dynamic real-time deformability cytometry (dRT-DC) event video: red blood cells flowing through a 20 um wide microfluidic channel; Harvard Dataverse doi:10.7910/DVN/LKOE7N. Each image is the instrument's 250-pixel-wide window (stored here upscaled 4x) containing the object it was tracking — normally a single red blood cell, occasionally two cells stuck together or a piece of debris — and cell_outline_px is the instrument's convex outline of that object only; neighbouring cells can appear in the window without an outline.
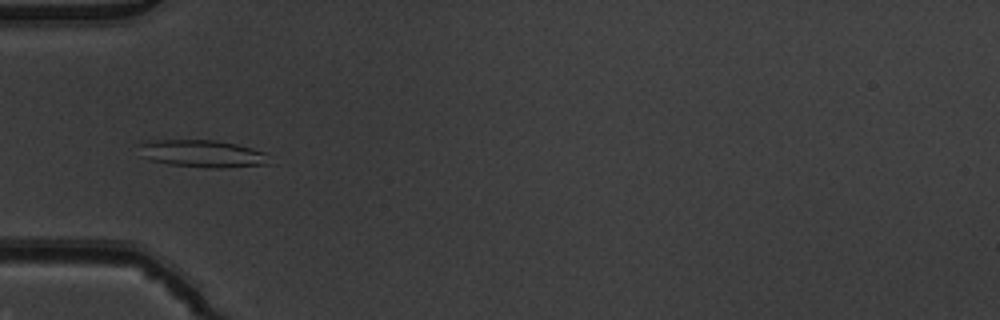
{"species": "common noctule bat (a hibernating species)", "species_latin": "Nyctalus noctula", "temperature_condition": "warm", "stored_images_in_passage": 52, "camera_frame_rate_fps": 3000, "um_per_image_px": 0.085, "animal": {"sex": "male", "body_mass_g": 19.5, "forearm_length_mm": 54.6}, "frame": {"image": 1, "passage_image": 17, "time_ms": 5.333, "image_size_px": [1000, 320], "cell_outline_px": [[276, 164], [220, 168], [208, 168], [168, 164], [152, 160], [144, 156], [136, 144], [160, 140], [212, 140], [236, 144], [252, 148], [264, 152]], "centroid_in_image_um": [17.3, 13.07], "position_along_channel_um": 67.7, "area_um2": 20.81}}
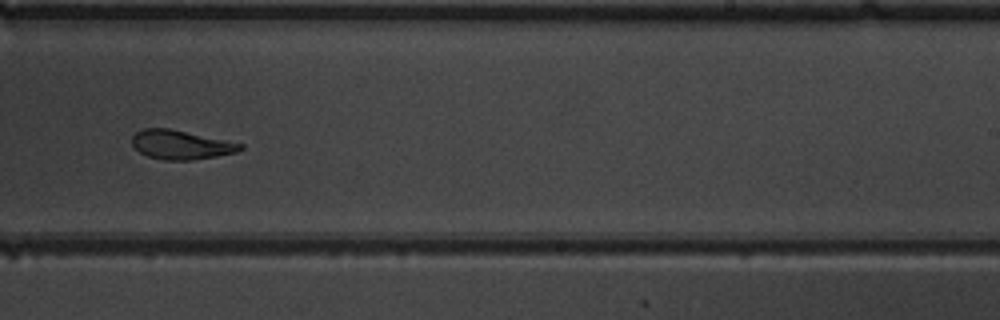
{"frame": {"image": 2, "passage_image": 33, "time_ms": 10.667, "image_size_px": [1000, 320], "cell_outline_px": [[244, 148], [236, 152], [216, 156], [192, 160], [164, 160], [148, 156], [140, 152], [132, 144], [132, 136], [136, 132], [144, 128], [168, 128], [244, 144]], "centroid_in_image_um": [15.37, 12.3], "position_along_channel_um": 273.6, "area_um2": 18.15}}
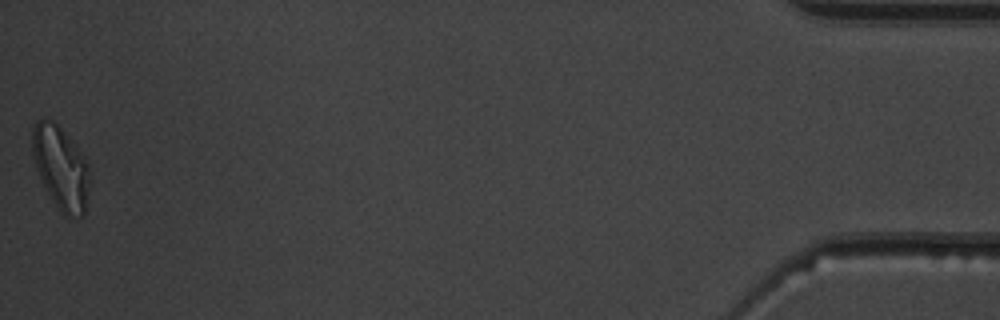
{"frame": {"image": 3, "passage_image": 52, "time_ms": 17.0, "image_size_px": [1000, 320], "cell_outline_px": [[88, 192], [84, 216], [64, 216], [60, 212], [52, 200], [36, 168], [32, 152], [32, 128], [36, 120], [52, 120], [76, 144], [84, 156], [88, 164]], "centroid_in_image_um": [5.16, 14.25], "position_along_channel_um": 430.0, "area_um2": 27.46}, "authors_computed_cell_mechanics": {"area_um2": 21.0103, "velocity_mm_per_s": 3.8835, "shape_relaxation_time_tau1_ms": null, "shape_relaxation_time_tau2_ms": 3.6144, "deformation_change_tau1": null, "deformation_change_tau2": 0.1}}